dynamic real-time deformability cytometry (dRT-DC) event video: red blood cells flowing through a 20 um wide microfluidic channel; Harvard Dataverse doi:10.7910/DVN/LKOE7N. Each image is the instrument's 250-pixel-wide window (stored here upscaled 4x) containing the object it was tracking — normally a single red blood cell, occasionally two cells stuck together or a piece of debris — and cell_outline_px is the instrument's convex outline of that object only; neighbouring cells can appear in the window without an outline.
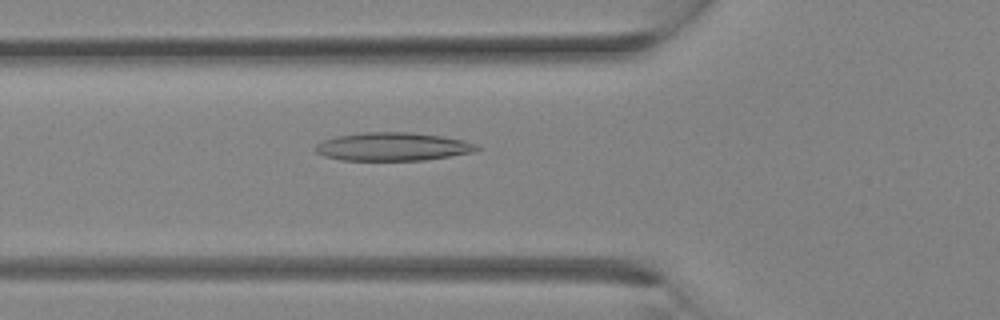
{"species": "Egyptian fruit bat (a non-hibernating species)", "species_latin": "Rousettus aegyptiacus", "temperature_condition": "room temperature", "stored_images_in_passage": 22, "camera_frame_rate_fps": 3000, "um_per_image_px": 0.085, "animal": {"sex": "female"}, "frame": {"image": 1, "passage_image": 10, "time_ms": 3.0, "image_size_px": [1000, 320], "cell_outline_px": [[480, 148], [472, 152], [424, 160], [340, 160], [324, 156], [316, 152], [316, 144], [324, 140], [336, 136], [364, 132], [412, 132], [444, 136], [464, 140], [476, 144]], "centroid_in_image_um": [33.38, 12.46], "position_along_channel_um": 92.4, "area_um2": 26.53}}
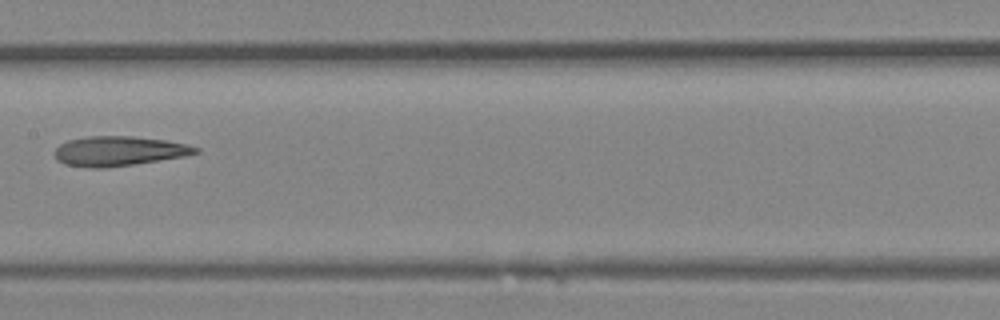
{"frame": {"image": 2, "passage_image": 15, "time_ms": 4.667, "image_size_px": [1000, 320], "cell_outline_px": [[200, 152], [184, 156], [132, 164], [104, 168], [88, 168], [64, 164], [56, 160], [52, 152], [60, 144], [68, 140], [88, 136], [132, 136], [164, 140], [188, 144], [200, 148]], "centroid_in_image_um": [10.05, 12.84], "position_along_channel_um": 197.3, "area_um2": 24.45}}
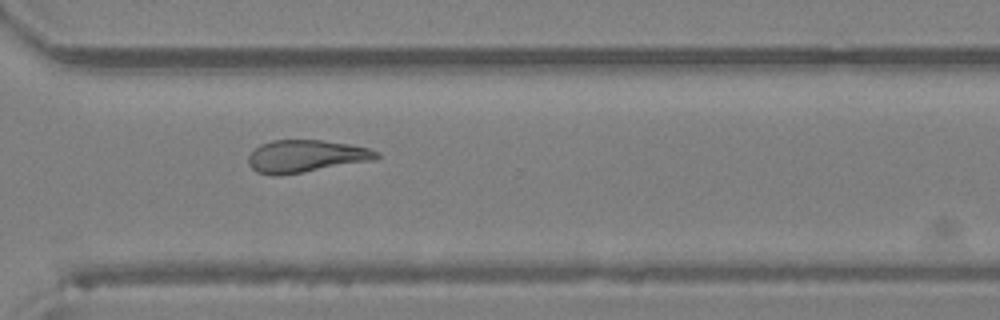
{"frame": {"image": 3, "passage_image": 22, "time_ms": 7.0, "image_size_px": [1000, 320], "cell_outline_px": [[380, 156], [376, 160], [280, 176], [272, 176], [256, 172], [248, 164], [248, 156], [260, 144], [272, 140], [320, 140], [348, 144], [368, 148], [380, 152]], "centroid_in_image_um": [26.0, 13.29], "position_along_channel_um": 344.6, "area_um2": 24.39}}